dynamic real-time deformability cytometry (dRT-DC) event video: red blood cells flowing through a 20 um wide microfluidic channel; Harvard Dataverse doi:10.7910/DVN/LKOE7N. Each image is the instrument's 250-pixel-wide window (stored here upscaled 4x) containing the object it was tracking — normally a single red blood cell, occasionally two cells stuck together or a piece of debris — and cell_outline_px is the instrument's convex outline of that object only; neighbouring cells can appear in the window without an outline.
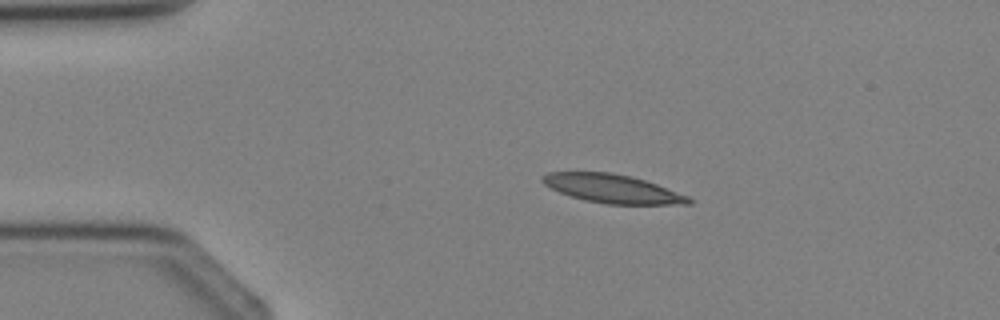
{"species": "Egyptian fruit bat (a non-hibernating species)", "species_latin": "Rousettus aegyptiacus", "temperature_condition": "cold", "stored_images_in_passage": 5, "camera_frame_rate_fps": 3000, "um_per_image_px": 0.085, "animal": {"sex": "female"}, "frame": {"image": 1, "passage_image": 3, "time_ms": 3.333, "image_size_px": [1000, 320], "cell_outline_px": [[692, 204], [608, 204], [584, 200], [560, 192], [544, 184], [540, 180], [540, 176], [548, 172], [612, 172], [632, 176], [656, 184], [688, 196], [692, 200]], "centroid_in_image_um": [52.03, 16.03], "position_along_channel_um": 33.0, "area_um2": 24.22}}
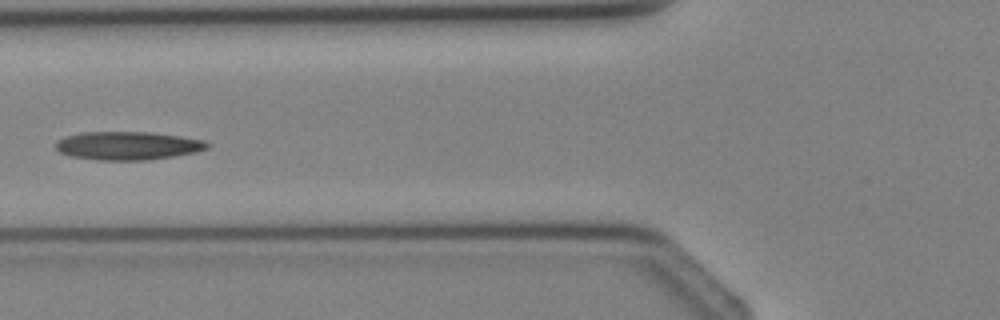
{"frame": {"image": 2, "passage_image": 5, "time_ms": 5.667, "image_size_px": [1000, 320], "cell_outline_px": [[208, 148], [196, 152], [148, 160], [96, 160], [72, 156], [60, 152], [56, 148], [56, 140], [64, 136], [80, 132], [152, 132], [180, 136], [204, 140], [208, 144]], "centroid_in_image_um": [10.83, 12.37], "position_along_channel_um": 115.0, "area_um2": 25.03}}